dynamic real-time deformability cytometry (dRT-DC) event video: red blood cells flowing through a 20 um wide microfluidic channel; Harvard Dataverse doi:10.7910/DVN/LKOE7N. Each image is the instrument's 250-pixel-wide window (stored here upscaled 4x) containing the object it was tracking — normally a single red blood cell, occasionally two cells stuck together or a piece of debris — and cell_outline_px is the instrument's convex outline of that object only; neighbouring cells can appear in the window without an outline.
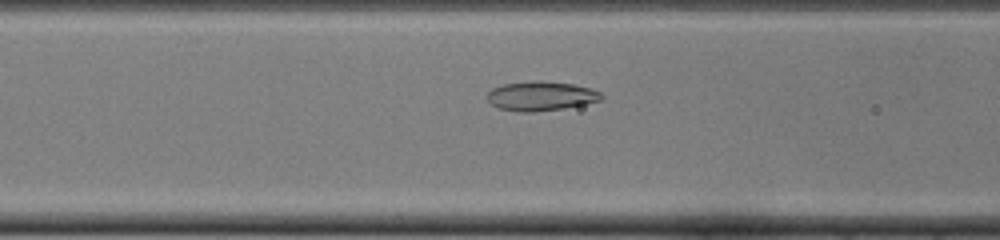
{"species": "common noctule bat (a hibernating species)", "species_latin": "Nyctalus noctula", "temperature_condition": "cold", "stored_images_in_passage": 35, "camera_frame_rate_fps": 3000, "um_per_image_px": 0.085, "animal": {"sex": "female", "body_mass_g": 22.0, "forearm_length_mm": 56.7}, "frame": {"image": 1, "passage_image": 5, "time_ms": 1.333, "image_size_px": [1000, 240], "cell_outline_px": [[604, 96], [600, 100], [584, 104], [564, 108], [532, 112], [516, 112], [500, 108], [492, 104], [488, 100], [488, 92], [492, 88], [504, 84], [536, 80], [544, 80], [572, 84], [592, 88], [600, 92]], "centroid_in_image_um": [45.99, 8.15], "position_along_channel_um": 120.6, "area_um2": 19.54}}
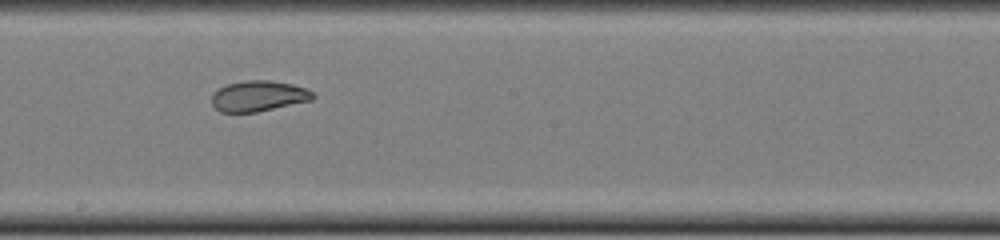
{"frame": {"image": 2, "passage_image": 13, "time_ms": 4.0, "image_size_px": [1000, 240], "cell_outline_px": [[316, 96], [312, 100], [256, 112], [220, 112], [212, 104], [212, 92], [216, 88], [228, 84], [244, 80], [268, 80], [292, 84], [304, 88], [312, 92]], "centroid_in_image_um": [21.94, 8.16], "position_along_channel_um": 226.3, "area_um2": 18.09}}
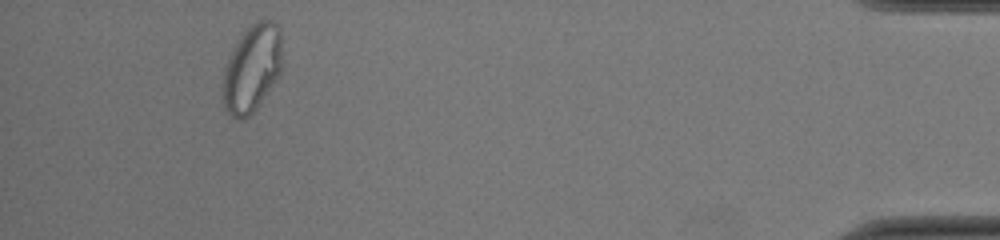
{"frame": {"image": 3, "passage_image": 32, "time_ms": 10.333, "image_size_px": [1000, 240], "cell_outline_px": [[280, 72], [276, 80], [256, 108], [248, 116], [240, 120], [236, 120], [224, 108], [224, 68], [240, 36], [256, 20], [272, 20], [280, 28]], "centroid_in_image_um": [21.42, 5.81], "position_along_channel_um": 413.8, "area_um2": 29.48}, "authors_computed_cell_mechanics": {"area_um2": 19.5364, "velocity_mm_per_s": 3.9795, "shape_relaxation_time_tau1_ms": 6.7029, "shape_relaxation_time_tau2_ms": 1.2211, "deformation_change_tau1": 0.1726, "deformation_change_tau2": 0.0436}}